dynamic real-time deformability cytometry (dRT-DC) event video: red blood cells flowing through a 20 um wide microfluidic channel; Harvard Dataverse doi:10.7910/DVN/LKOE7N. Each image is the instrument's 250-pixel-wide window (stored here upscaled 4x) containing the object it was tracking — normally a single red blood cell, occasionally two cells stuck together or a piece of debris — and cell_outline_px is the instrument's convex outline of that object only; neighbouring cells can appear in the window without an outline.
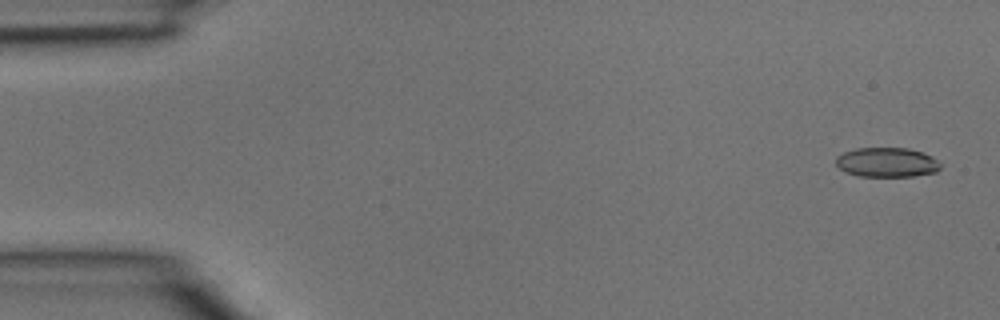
{"species": "common noctule bat (a hibernating species)", "species_latin": "Nyctalus noctula", "temperature_condition": "room temperature", "stored_images_in_passage": 4, "camera_frame_rate_fps": 3000, "um_per_image_px": 0.085, "animal": {"sex": "male", "body_mass_g": 15.6}, "frame": {"image": 1, "passage_image": 1, "time_ms": 0.0, "image_size_px": [1000, 320], "cell_outline_px": [[940, 168], [936, 172], [912, 176], [860, 176], [844, 172], [836, 164], [836, 156], [844, 152], [856, 148], [908, 148], [932, 156], [940, 164]], "centroid_in_image_um": [75.36, 13.8], "position_along_channel_um": 9.6, "area_um2": 17.92}}
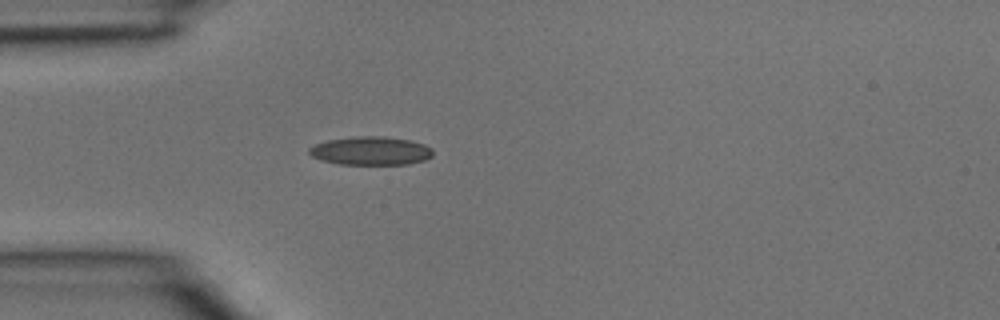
{"frame": {"image": 2, "passage_image": 4, "time_ms": 1.0, "image_size_px": [1000, 320], "cell_outline_px": [[432, 156], [424, 160], [408, 164], [340, 164], [320, 160], [312, 156], [308, 152], [308, 148], [316, 144], [328, 140], [356, 136], [384, 136], [412, 140], [424, 144], [432, 148]], "centroid_in_image_um": [31.52, 12.81], "position_along_channel_um": 53.5, "area_um2": 20.58}}